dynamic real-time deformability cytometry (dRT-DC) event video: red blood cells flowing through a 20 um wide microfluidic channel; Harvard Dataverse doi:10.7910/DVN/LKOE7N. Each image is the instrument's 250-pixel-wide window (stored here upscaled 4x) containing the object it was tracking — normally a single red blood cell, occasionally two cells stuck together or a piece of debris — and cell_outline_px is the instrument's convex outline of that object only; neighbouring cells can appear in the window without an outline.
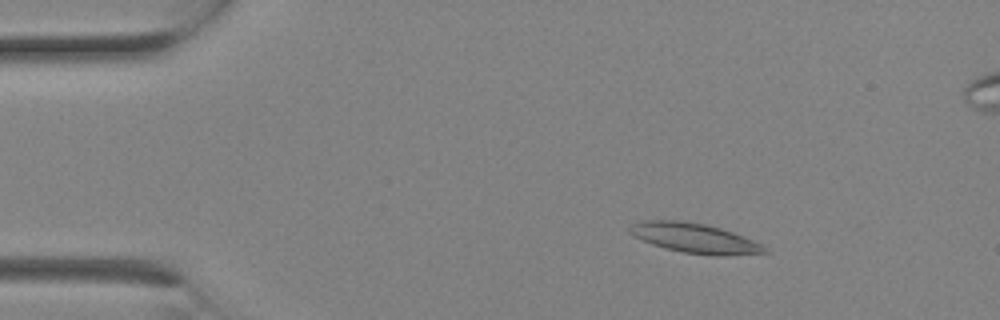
{"species": "Egyptian fruit bat (a non-hibernating species)", "species_latin": "Rousettus aegyptiacus", "temperature_condition": "room temperature", "stored_images_in_passage": 2, "camera_frame_rate_fps": 3000, "um_per_image_px": 0.085, "animal": {"sex": "female"}, "frame": {"image": 1, "passage_image": 1, "time_ms": 0.0, "image_size_px": [1000, 320], "cell_outline_px": [[772, 252], [728, 256], [712, 256], [684, 252], [664, 248], [652, 244], [628, 232], [628, 228], [632, 224], [644, 220], [684, 220], [704, 224], [720, 228], [732, 232], [764, 244]], "centroid_in_image_um": [59.11, 20.25], "position_along_channel_um": 25.9, "area_um2": 23.58}}